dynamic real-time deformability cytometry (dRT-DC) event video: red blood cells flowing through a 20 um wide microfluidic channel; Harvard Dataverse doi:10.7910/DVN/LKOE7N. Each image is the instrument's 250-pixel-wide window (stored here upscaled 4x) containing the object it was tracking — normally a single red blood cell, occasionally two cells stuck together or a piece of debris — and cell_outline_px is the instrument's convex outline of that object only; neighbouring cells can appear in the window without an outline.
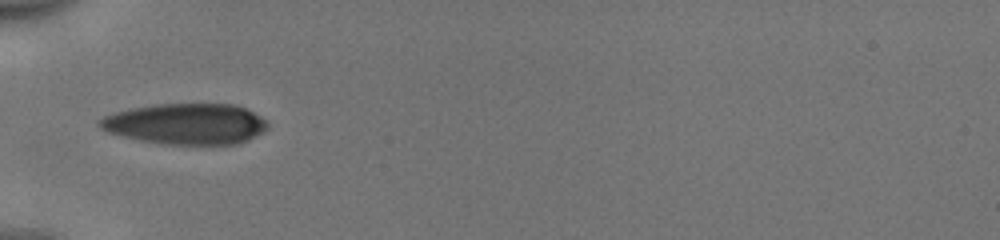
{"species": "human", "species_latin": "Homo sapiens", "temperature_condition": "cold", "stored_images_in_passage": 34, "camera_frame_rate_fps": 3000, "um_per_image_px": 0.085, "donor": {"sex": "male"}, "frame": {"image": 1, "passage_image": 1, "time_ms": 0.0, "image_size_px": [1000, 240], "cell_outline_px": [[268, 128], [264, 132], [248, 140], [236, 144], [164, 144], [140, 140], [108, 132], [100, 128], [96, 124], [96, 120], [112, 112], [132, 108], [156, 104], [232, 104], [244, 108], [268, 120]], "centroid_in_image_um": [15.79, 10.53], "position_along_channel_um": 69.2, "area_um2": 40.17}}
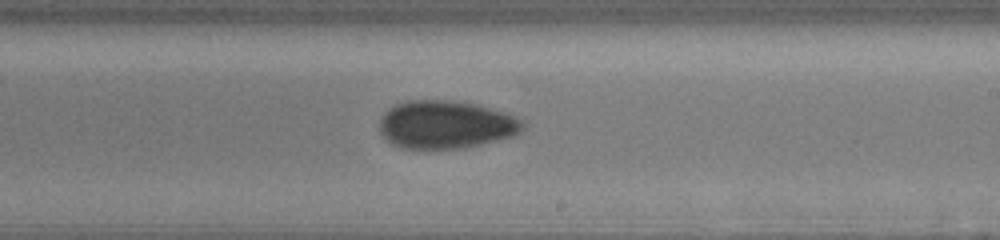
{"frame": {"image": 2, "passage_image": 15, "time_ms": 4.667, "image_size_px": [1000, 240], "cell_outline_px": [[524, 128], [520, 132], [512, 136], [464, 148], [400, 148], [392, 144], [380, 132], [380, 120], [384, 112], [388, 108], [404, 100], [448, 100], [480, 104], [504, 112], [524, 120]], "centroid_in_image_um": [37.9, 10.57], "position_along_channel_um": 251.1, "area_um2": 40.17}}
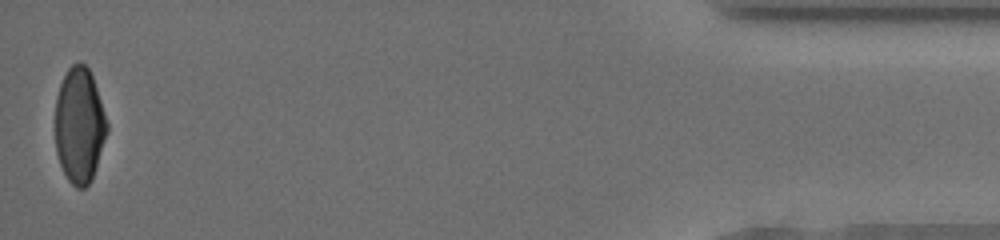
{"frame": {"image": 3, "passage_image": 34, "time_ms": 11.0, "image_size_px": [1000, 240], "cell_outline_px": [[108, 132], [92, 180], [84, 188], [76, 188], [68, 180], [60, 164], [56, 152], [56, 96], [60, 84], [68, 68], [72, 64], [80, 60], [88, 68], [92, 76], [108, 124]], "centroid_in_image_um": [6.76, 10.66], "position_along_channel_um": 428.4, "area_um2": 34.85}, "authors_computed_cell_mechanics": {"area_um2": 38.9572, "velocity_mm_per_s": 3.9828, "shape_relaxation_time_tau1_ms": 6.614, "shape_relaxation_time_tau2_ms": 3.6041, "deformation_change_tau1": 0.1688, "deformation_change_tau2": 0.083}}